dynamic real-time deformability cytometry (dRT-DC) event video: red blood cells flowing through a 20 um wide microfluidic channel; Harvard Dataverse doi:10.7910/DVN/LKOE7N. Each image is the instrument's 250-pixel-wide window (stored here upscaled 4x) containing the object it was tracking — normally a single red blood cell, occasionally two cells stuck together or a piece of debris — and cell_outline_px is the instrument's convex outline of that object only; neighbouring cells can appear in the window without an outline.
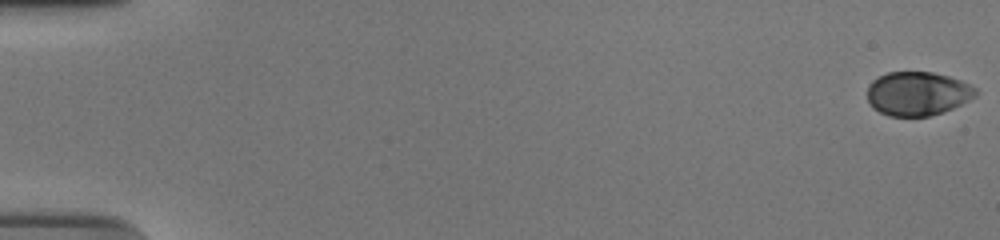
{"species": "human", "species_latin": "Homo sapiens", "temperature_condition": "cold", "stored_images_in_passage": 56, "camera_frame_rate_fps": 3000, "um_per_image_px": 0.085, "donor": {"sex": "male"}, "frame": {"image": 1, "passage_image": 1, "time_ms": 0.0, "image_size_px": [1000, 240], "cell_outline_px": [[976, 96], [952, 108], [928, 116], [888, 116], [872, 108], [868, 100], [868, 84], [872, 80], [888, 72], [932, 72], [948, 76], [960, 80], [976, 88]], "centroid_in_image_um": [77.96, 7.95], "position_along_channel_um": 7.0, "area_um2": 27.51}}
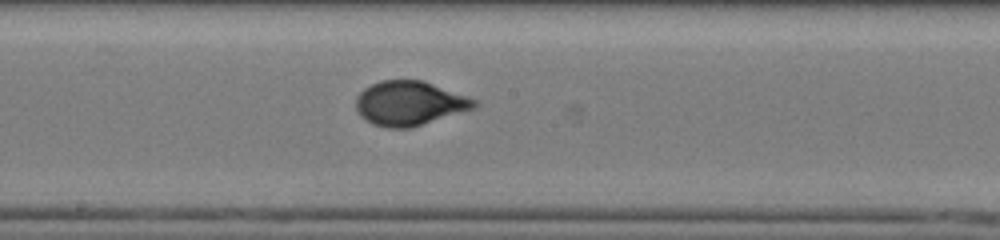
{"frame": {"image": 2, "passage_image": 32, "time_ms": 10.333, "image_size_px": [1000, 240], "cell_outline_px": [[480, 104], [476, 108], [408, 128], [388, 128], [372, 124], [360, 116], [356, 108], [356, 96], [364, 88], [380, 80], [424, 80], [468, 96], [476, 100]], "centroid_in_image_um": [34.81, 8.77], "position_along_channel_um": 213.4, "area_um2": 30.69}}
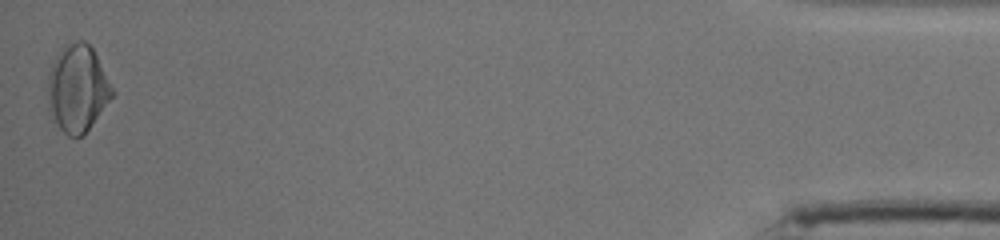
{"frame": {"image": 3, "passage_image": 56, "time_ms": 18.333, "image_size_px": [1000, 240], "cell_outline_px": [[116, 92], [84, 136], [68, 136], [60, 128], [48, 112], [48, 76], [52, 60], [60, 48], [64, 44], [76, 40], [84, 40], [92, 48]], "centroid_in_image_um": [6.58, 7.5], "position_along_channel_um": 428.6, "area_um2": 33.06}, "authors_computed_cell_mechanics": {"area_um2": 29.9115, "velocity_mm_per_s": 3.7424, "shape_relaxation_time_tau1_ms": 4.6003, "shape_relaxation_time_tau2_ms": null, "deformation_change_tau1": 0.1535, "deformation_change_tau2": null}}